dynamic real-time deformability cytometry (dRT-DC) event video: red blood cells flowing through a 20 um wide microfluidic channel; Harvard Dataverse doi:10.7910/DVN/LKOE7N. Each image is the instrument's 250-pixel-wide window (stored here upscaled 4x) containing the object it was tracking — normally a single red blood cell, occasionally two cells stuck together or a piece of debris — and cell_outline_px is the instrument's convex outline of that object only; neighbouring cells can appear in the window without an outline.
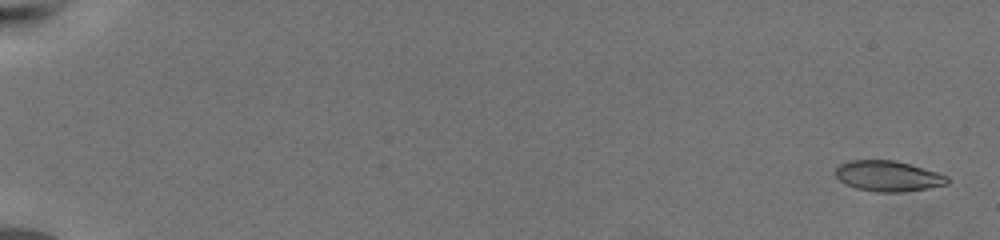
{"species": "common noctule bat (a hibernating species)", "species_latin": "Nyctalus noctula", "temperature_condition": "warm", "stored_images_in_passage": 66, "camera_frame_rate_fps": 3000, "um_per_image_px": 0.085, "animal": {"sex": "female", "body_mass_g": 19.5, "forearm_length_mm": 54.1}, "frame": {"image": 1, "passage_image": 3, "time_ms": 0.667, "image_size_px": [1000, 240], "cell_outline_px": [[948, 184], [928, 188], [904, 192], [876, 192], [856, 188], [844, 184], [836, 176], [836, 168], [840, 164], [848, 160], [892, 160], [908, 164], [936, 172], [948, 176]], "centroid_in_image_um": [75.46, 14.97], "position_along_channel_um": 9.5, "area_um2": 19.83}}
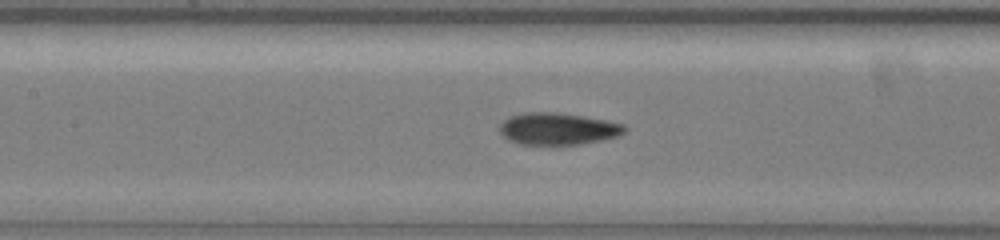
{"frame": {"image": 2, "passage_image": 35, "time_ms": 11.333, "image_size_px": [1000, 240], "cell_outline_px": [[628, 128], [620, 136], [580, 144], [520, 144], [508, 140], [500, 132], [500, 124], [504, 120], [512, 116], [524, 112], [560, 112], [604, 120], [624, 124]], "centroid_in_image_um": [47.43, 10.94], "position_along_channel_um": 160.0, "area_um2": 23.18}}
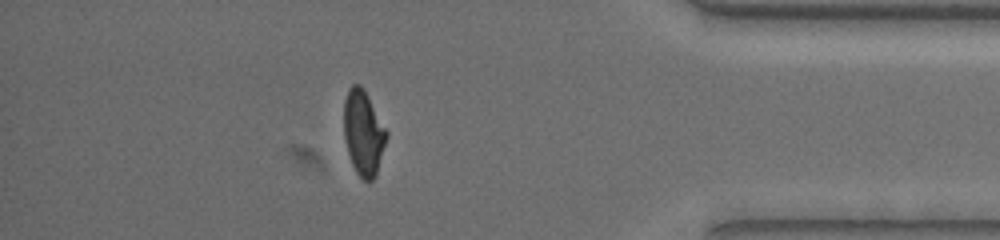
{"frame": {"image": 3, "passage_image": 59, "time_ms": 19.333, "image_size_px": [1000, 240], "cell_outline_px": [[388, 136], [376, 176], [372, 180], [364, 180], [356, 172], [352, 164], [348, 152], [344, 136], [344, 100], [348, 88], [352, 84], [360, 84], [364, 88], [388, 132]], "centroid_in_image_um": [30.9, 11.26], "position_along_channel_um": 404.3, "area_um2": 21.21}, "authors_computed_cell_mechanics": {"area_um2": 21.7039, "velocity_mm_per_s": 3.3954, "shape_relaxation_time_tau1_ms": 7.161, "shape_relaxation_time_tau2_ms": 1.4044, "deformation_change_tau1": 0.2259, "deformation_change_tau2": 0.0629}}